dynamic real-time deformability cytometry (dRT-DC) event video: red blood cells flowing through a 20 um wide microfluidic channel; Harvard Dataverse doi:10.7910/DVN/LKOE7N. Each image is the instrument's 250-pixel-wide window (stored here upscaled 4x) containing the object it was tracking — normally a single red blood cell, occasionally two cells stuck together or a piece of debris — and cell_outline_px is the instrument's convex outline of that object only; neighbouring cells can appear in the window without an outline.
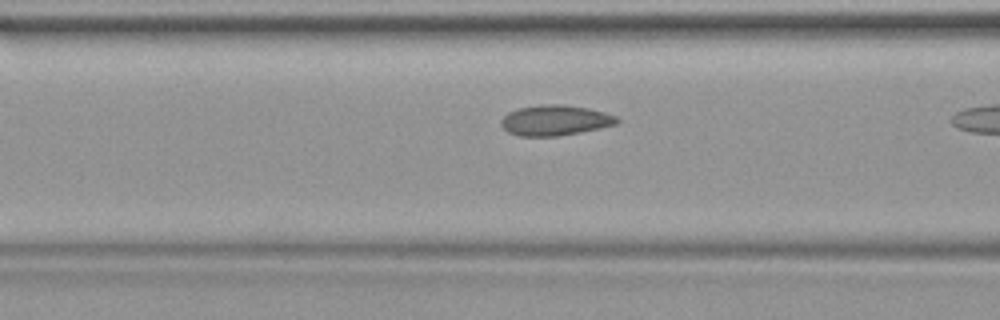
{"species": "common noctule bat (a hibernating species)", "species_latin": "Nyctalus noctula", "temperature_condition": "warm", "stored_images_in_passage": 7, "camera_frame_rate_fps": 3000, "um_per_image_px": 0.085, "animal": {"sex": "female", "body_mass_g": 19.9}, "frame": {"image": 1, "passage_image": 6, "time_ms": 1.667, "image_size_px": [1000, 320], "cell_outline_px": [[620, 120], [616, 124], [600, 128], [560, 136], [520, 136], [508, 132], [500, 124], [500, 120], [508, 112], [516, 108], [544, 104], [560, 104], [588, 108], [604, 112], [616, 116]], "centroid_in_image_um": [47.16, 10.22], "position_along_channel_um": 119.4, "area_um2": 20.58}}